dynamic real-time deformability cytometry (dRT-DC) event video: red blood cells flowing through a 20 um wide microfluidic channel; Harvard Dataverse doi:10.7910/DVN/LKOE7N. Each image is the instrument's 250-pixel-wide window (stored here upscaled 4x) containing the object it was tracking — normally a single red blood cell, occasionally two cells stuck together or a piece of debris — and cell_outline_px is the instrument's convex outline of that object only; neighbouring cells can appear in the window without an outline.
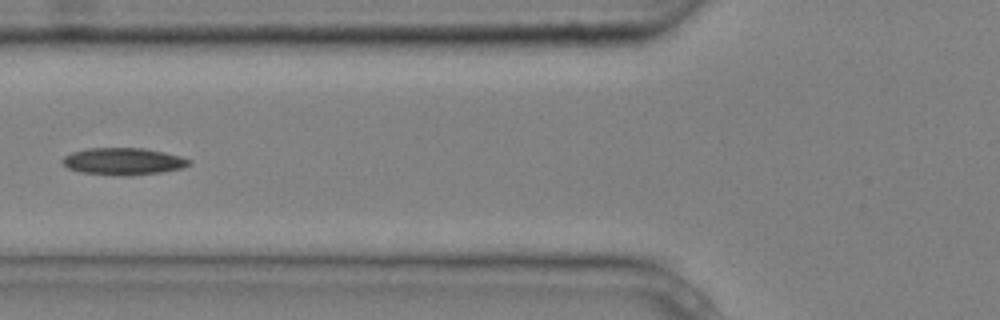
{"species": "common noctule bat (a hibernating species)", "species_latin": "Nyctalus noctula", "temperature_condition": "cold", "stored_images_in_passage": 7, "camera_frame_rate_fps": 3000, "um_per_image_px": 0.085, "animal": {"sex": "male", "body_mass_g": 20.4}, "frame": {"image": 1, "passage_image": 6, "time_ms": 1.667, "image_size_px": [1000, 320], "cell_outline_px": [[192, 164], [184, 168], [160, 172], [128, 176], [116, 176], [80, 172], [68, 168], [60, 160], [64, 156], [72, 152], [88, 148], [144, 148], [164, 152], [180, 156], [192, 160]], "centroid_in_image_um": [10.49, 13.72], "position_along_channel_um": 115.3, "area_um2": 20.17}}